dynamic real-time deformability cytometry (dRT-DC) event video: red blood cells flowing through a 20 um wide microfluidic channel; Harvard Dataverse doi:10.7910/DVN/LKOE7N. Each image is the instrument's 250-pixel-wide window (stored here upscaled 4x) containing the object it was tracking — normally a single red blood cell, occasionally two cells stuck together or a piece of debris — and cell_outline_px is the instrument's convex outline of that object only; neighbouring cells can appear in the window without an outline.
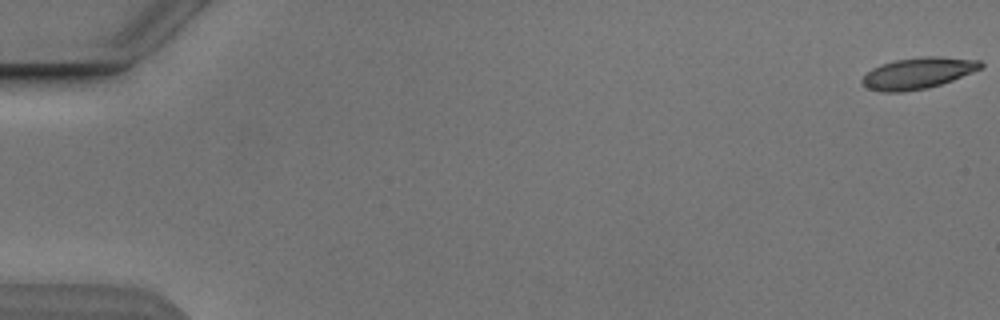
{"species": "Egyptian fruit bat (a non-hibernating species)", "species_latin": "Rousettus aegyptiacus", "temperature_condition": "cold", "stored_images_in_passage": 7, "camera_frame_rate_fps": 3000, "um_per_image_px": 0.085, "animal": {"sex": "male"}, "frame": {"image": 1, "passage_image": 1, "time_ms": 0.0, "image_size_px": [1000, 320], "cell_outline_px": [[984, 68], [952, 80], [928, 88], [904, 92], [884, 92], [868, 88], [860, 80], [872, 68], [880, 64], [896, 60], [924, 56], [936, 56], [980, 60], [984, 64]], "centroid_in_image_um": [78.06, 6.21], "position_along_channel_um": 6.9, "area_um2": 21.62}}
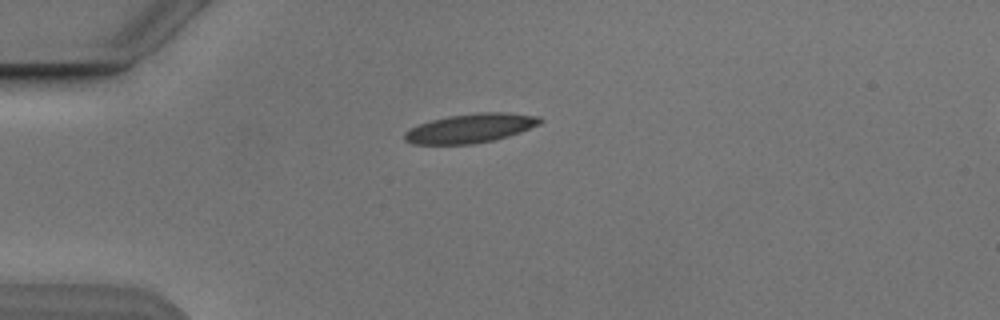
{"frame": {"image": 2, "passage_image": 5, "time_ms": 4.667, "image_size_px": [1000, 320], "cell_outline_px": [[544, 120], [540, 124], [520, 132], [496, 140], [472, 144], [412, 144], [404, 140], [404, 132], [420, 124], [432, 120], [448, 116], [480, 112], [504, 112], [540, 116]], "centroid_in_image_um": [40.02, 10.9], "position_along_channel_um": 45.0, "area_um2": 23.0}}
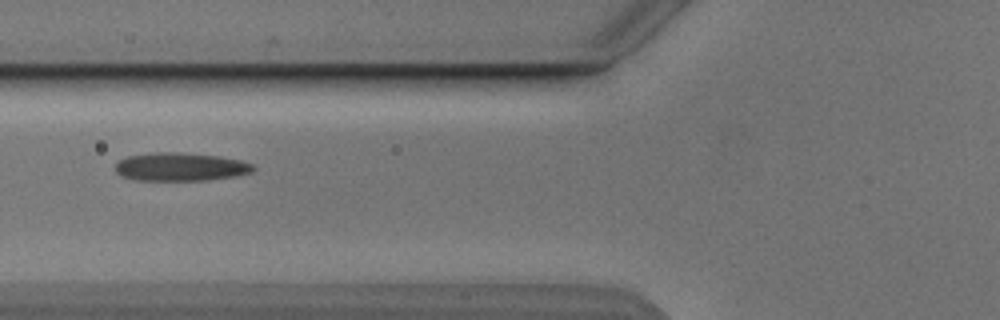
{"frame": {"image": 3, "passage_image": 7, "time_ms": 7.0, "image_size_px": [1000, 320], "cell_outline_px": [[256, 168], [252, 172], [236, 176], [208, 180], [136, 180], [120, 176], [116, 172], [116, 164], [120, 160], [128, 156], [156, 152], [176, 152], [216, 156], [240, 160], [252, 164]], "centroid_in_image_um": [15.34, 14.19], "position_along_channel_um": 110.5, "area_um2": 22.6}}